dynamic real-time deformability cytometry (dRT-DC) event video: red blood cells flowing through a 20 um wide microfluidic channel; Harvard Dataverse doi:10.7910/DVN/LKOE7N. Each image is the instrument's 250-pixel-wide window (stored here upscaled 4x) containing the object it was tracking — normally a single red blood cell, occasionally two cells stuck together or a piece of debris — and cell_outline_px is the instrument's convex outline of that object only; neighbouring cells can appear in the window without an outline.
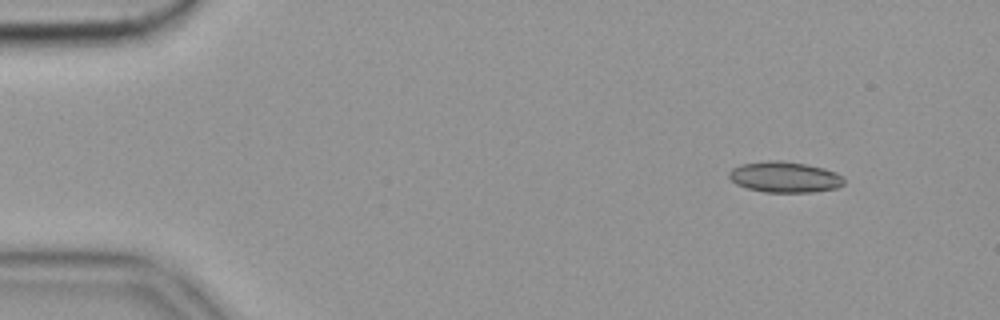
{"species": "common noctule bat (a hibernating species)", "species_latin": "Nyctalus noctula", "temperature_condition": "cold", "stored_images_in_passage": 15, "camera_frame_rate_fps": 3000, "um_per_image_px": 0.085, "animal": {"sex": "female", "body_mass_g": 19.9}, "frame": {"image": 1, "passage_image": 6, "time_ms": 1.667, "image_size_px": [1000, 320], "cell_outline_px": [[844, 184], [836, 188], [816, 192], [764, 192], [748, 188], [736, 184], [728, 176], [728, 172], [732, 168], [740, 164], [768, 160], [780, 160], [804, 164], [824, 168], [836, 172], [844, 180]], "centroid_in_image_um": [66.68, 15.05], "position_along_channel_um": 18.3, "area_um2": 20.69}}